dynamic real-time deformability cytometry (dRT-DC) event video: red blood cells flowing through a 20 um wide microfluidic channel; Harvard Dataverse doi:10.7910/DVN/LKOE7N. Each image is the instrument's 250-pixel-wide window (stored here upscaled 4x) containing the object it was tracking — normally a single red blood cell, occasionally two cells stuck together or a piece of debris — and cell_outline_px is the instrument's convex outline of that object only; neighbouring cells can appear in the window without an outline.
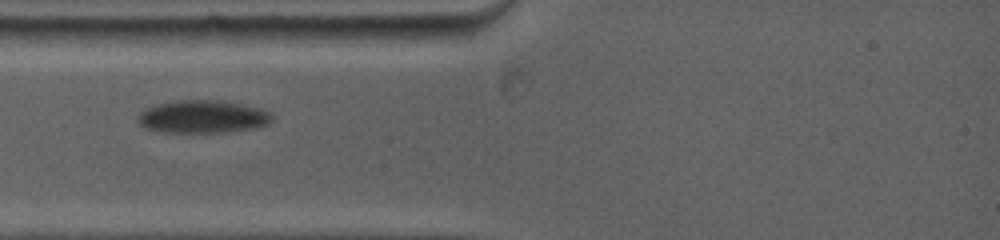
{"species": "common noctule bat (a hibernating species)", "species_latin": "Nyctalus noctula", "temperature_condition": "warm", "stored_images_in_passage": 94, "camera_frame_rate_fps": 5000, "um_per_image_px": 0.085, "animal": {"sex": "female", "body_mass_g": 19.0, "forearm_length_mm": 53.3}, "frame": {"image": 1, "passage_image": 1, "time_ms": 0.0, "image_size_px": [1000, 240], "cell_outline_px": [[272, 120], [268, 124], [252, 128], [224, 132], [172, 132], [148, 128], [140, 124], [136, 120], [136, 116], [140, 112], [156, 104], [176, 100], [220, 100], [256, 108], [268, 112], [272, 116]], "centroid_in_image_um": [17.19, 9.91], "position_along_channel_um": 67.8, "area_um2": 25.14}}
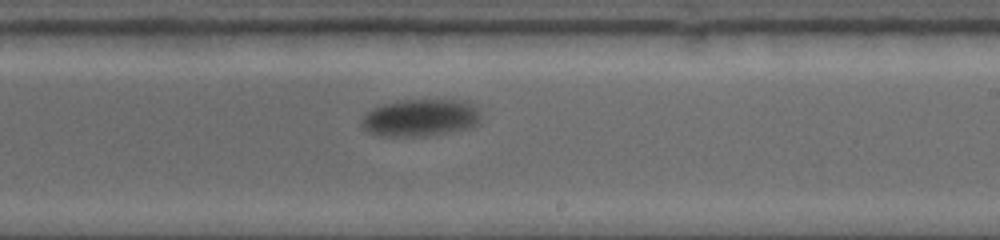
{"frame": {"image": 2, "passage_image": 40, "time_ms": 5.2, "image_size_px": [1000, 240], "cell_outline_px": [[480, 120], [476, 124], [468, 128], [424, 136], [380, 136], [368, 132], [364, 128], [364, 116], [372, 108], [384, 104], [404, 100], [456, 100], [472, 104], [480, 112]], "centroid_in_image_um": [35.74, 10.01], "position_along_channel_um": 253.3, "area_um2": 25.37}}
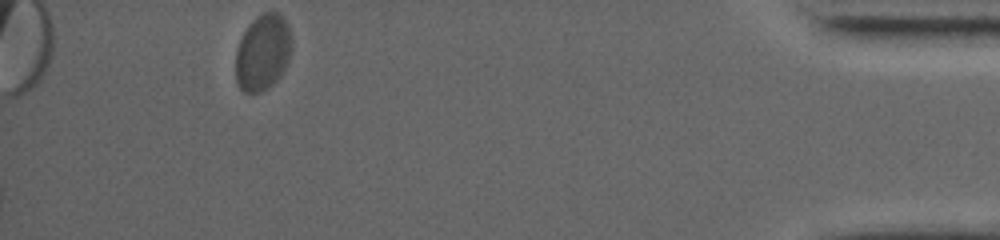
{"frame": {"image": 3, "passage_image": 93, "time_ms": 12.0, "image_size_px": [1000, 240], "cell_outline_px": [[292, 48], [284, 72], [268, 88], [260, 92], [244, 92], [236, 84], [236, 48], [248, 24], [256, 16], [264, 12], [280, 12], [284, 16], [288, 24], [292, 40]], "centroid_in_image_um": [22.35, 4.43], "position_along_channel_um": 412.8, "area_um2": 25.26}}